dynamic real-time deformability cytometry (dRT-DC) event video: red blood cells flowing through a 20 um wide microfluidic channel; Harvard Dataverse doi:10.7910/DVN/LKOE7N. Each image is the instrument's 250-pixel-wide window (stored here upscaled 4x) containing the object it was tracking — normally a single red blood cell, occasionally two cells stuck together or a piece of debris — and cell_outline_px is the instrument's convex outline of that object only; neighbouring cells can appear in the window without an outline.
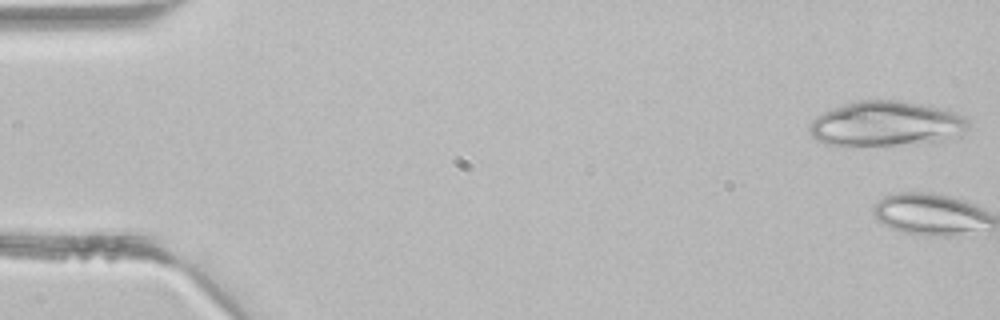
{"species": "common noctule bat (a hibernating species)", "species_latin": "Nyctalus noctula", "temperature_condition": "room temperature", "stored_images_in_passage": 2, "camera_frame_rate_fps": 3000, "um_per_image_px": 0.085, "animal": {"sex": "male", "body_mass_g": 21.5, "forearm_length_mm": 52.0}, "frame": {"image": 1, "passage_image": 1, "time_ms": 0.0, "image_size_px": [1000, 320], "cell_outline_px": [[968, 128], [960, 136], [952, 140], [896, 144], [824, 144], [816, 140], [808, 132], [808, 128], [812, 120], [816, 116], [824, 112], [844, 104], [860, 100], [900, 100], [920, 104], [956, 112], [964, 116], [968, 120]], "centroid_in_image_um": [75.35, 10.51], "position_along_channel_um": 9.7, "area_um2": 41.33}}